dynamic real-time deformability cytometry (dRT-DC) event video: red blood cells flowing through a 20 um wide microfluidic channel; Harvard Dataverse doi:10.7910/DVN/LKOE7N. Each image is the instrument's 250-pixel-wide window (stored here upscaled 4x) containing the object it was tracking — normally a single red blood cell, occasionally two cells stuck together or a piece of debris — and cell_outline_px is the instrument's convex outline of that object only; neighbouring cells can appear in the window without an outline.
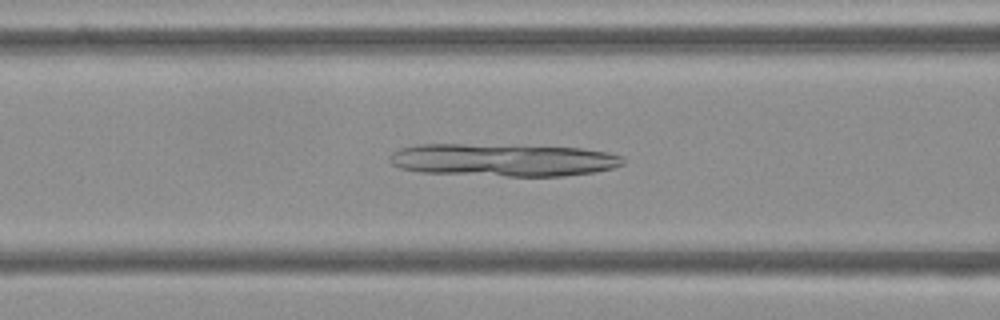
{"species": "Egyptian fruit bat (a non-hibernating species)", "species_latin": "Rousettus aegyptiacus", "temperature_condition": "cold", "stored_images_in_passage": 53, "camera_frame_rate_fps": 3000, "um_per_image_px": 0.085, "frame": {"image": 1, "passage_image": 21, "time_ms": 6.667, "image_size_px": [1000, 320], "cell_outline_px": [[624, 164], [612, 168], [596, 172], [564, 176], [508, 176], [420, 172], [400, 168], [392, 164], [388, 160], [388, 156], [392, 152], [400, 148], [416, 144], [524, 144], [580, 148], [608, 152], [624, 156]], "centroid_in_image_um": [42.78, 13.57], "position_along_channel_um": 123.8, "area_um2": 45.37}}
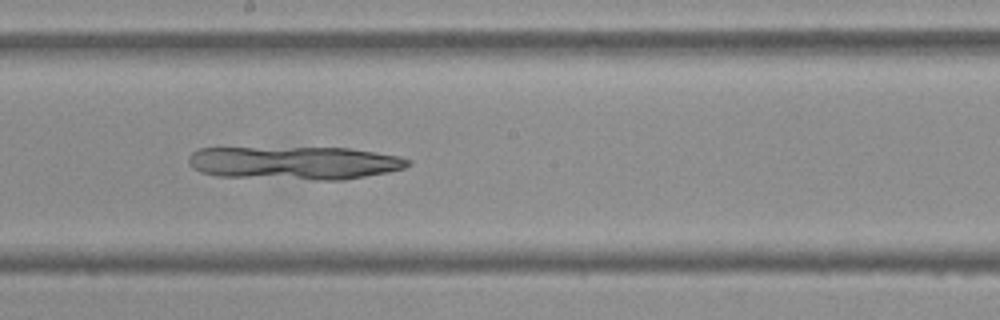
{"frame": {"image": 2, "passage_image": 29, "time_ms": 9.333, "image_size_px": [1000, 320], "cell_outline_px": [[412, 164], [404, 168], [388, 172], [344, 180], [316, 180], [216, 176], [200, 172], [192, 168], [188, 164], [188, 156], [192, 152], [200, 148], [348, 148], [396, 156], [412, 160]], "centroid_in_image_um": [25.0, 13.86], "position_along_channel_um": 223.2, "area_um2": 42.6}}
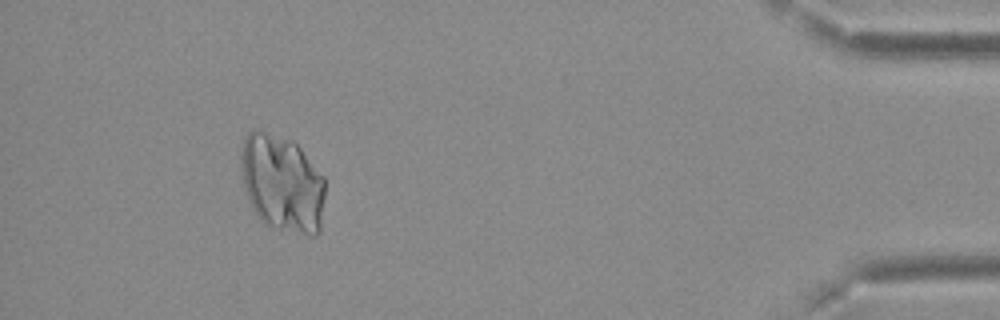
{"frame": {"image": 3, "passage_image": 49, "time_ms": 16.0, "image_size_px": [1000, 320], "cell_outline_px": [[324, 196], [320, 232], [316, 236], [308, 236], [264, 224], [260, 220], [252, 208], [248, 200], [244, 188], [240, 172], [240, 156], [244, 136], [248, 132], [256, 128], [292, 140], [300, 148], [324, 176]], "centroid_in_image_um": [23.96, 15.57], "position_along_channel_um": 411.2, "area_um2": 48.32}}